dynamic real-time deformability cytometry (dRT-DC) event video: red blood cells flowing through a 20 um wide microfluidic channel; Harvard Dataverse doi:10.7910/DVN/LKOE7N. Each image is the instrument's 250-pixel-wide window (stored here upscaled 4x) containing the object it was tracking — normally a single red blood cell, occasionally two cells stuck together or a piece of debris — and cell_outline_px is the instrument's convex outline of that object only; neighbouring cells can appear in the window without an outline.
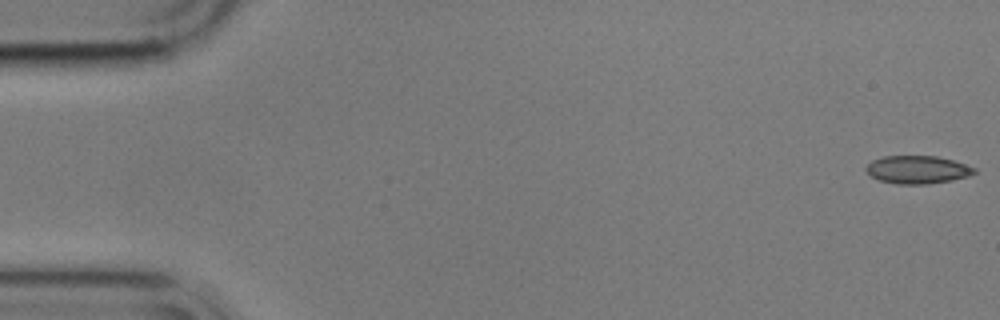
{"species": "common noctule bat (a hibernating species)", "species_latin": "Nyctalus noctula", "temperature_condition": "cold", "stored_images_in_passage": 56, "camera_frame_rate_fps": 3000, "um_per_image_px": 0.085, "animal": {"sex": "male", "body_mass_g": 17.9}, "frame": {"image": 1, "passage_image": 1, "time_ms": 0.0, "image_size_px": [1000, 320], "cell_outline_px": [[976, 172], [968, 176], [952, 180], [928, 184], [896, 184], [880, 180], [872, 176], [864, 168], [872, 160], [884, 156], [936, 156], [952, 160], [976, 168]], "centroid_in_image_um": [77.98, 14.42], "position_along_channel_um": 7.0, "area_um2": 17.51}}
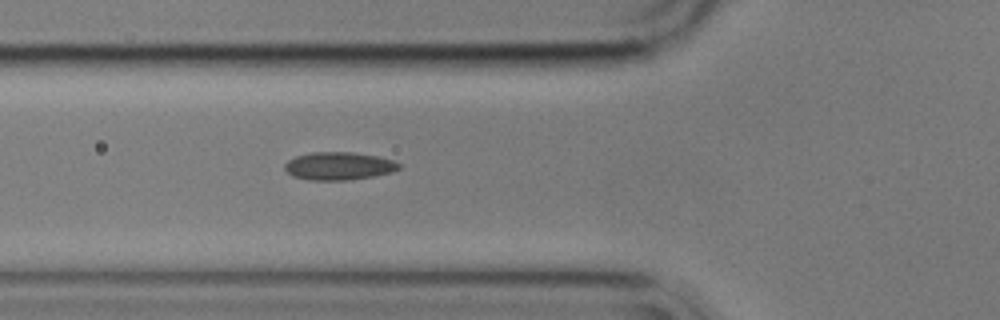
{"frame": {"image": 2, "passage_image": 20, "time_ms": 6.333, "image_size_px": [1000, 320], "cell_outline_px": [[400, 168], [392, 172], [372, 176], [348, 180], [308, 180], [292, 176], [284, 168], [284, 164], [288, 160], [296, 156], [312, 152], [352, 152], [376, 156], [392, 160], [400, 164]], "centroid_in_image_um": [28.77, 14.11], "position_along_channel_um": 97.0, "area_um2": 18.5}}
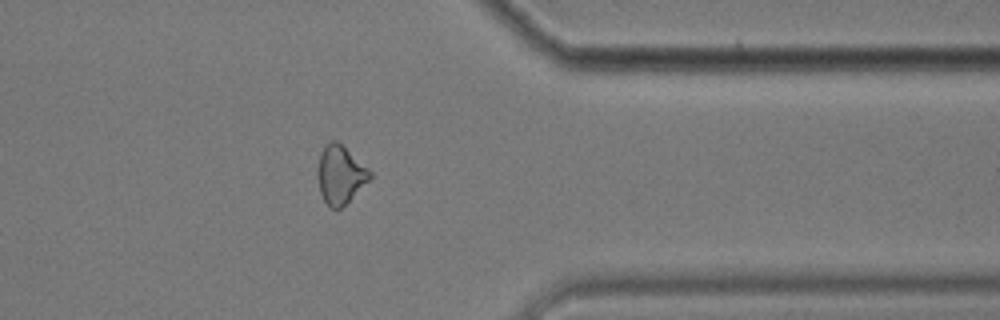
{"frame": {"image": 3, "passage_image": 45, "time_ms": 14.667, "image_size_px": [1000, 320], "cell_outline_px": [[372, 176], [340, 208], [332, 208], [324, 200], [320, 192], [316, 176], [316, 172], [320, 152], [332, 140], [336, 140], [368, 168], [372, 172]], "centroid_in_image_um": [28.88, 14.83], "position_along_channel_um": 382.5, "area_um2": 17.28}, "authors_computed_cell_mechanics": {"area_um2": 18.0914, "velocity_mm_per_s": 3.5619, "shape_relaxation_time_tau1_ms": null, "shape_relaxation_time_tau2_ms": 5.6062, "deformation_change_tau1": null, "deformation_change_tau2": 0.1193}}